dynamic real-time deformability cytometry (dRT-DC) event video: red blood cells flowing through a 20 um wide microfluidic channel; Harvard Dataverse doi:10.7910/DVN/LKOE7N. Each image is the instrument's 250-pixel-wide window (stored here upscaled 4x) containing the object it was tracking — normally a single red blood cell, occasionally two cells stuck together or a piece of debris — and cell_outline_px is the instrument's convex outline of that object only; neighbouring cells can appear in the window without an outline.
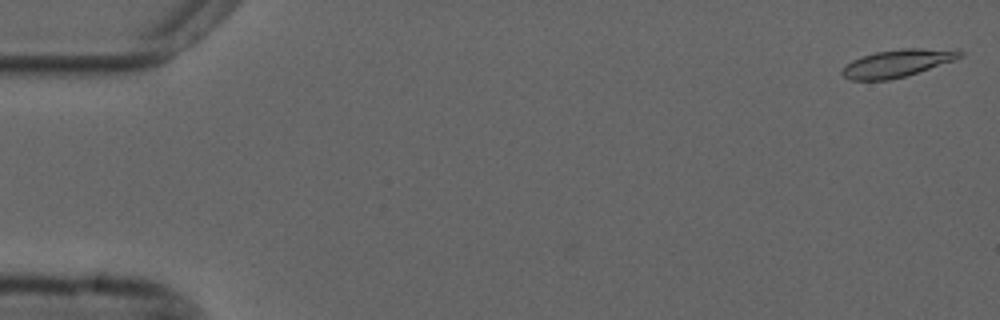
{"species": "common noctule bat (a hibernating species)", "species_latin": "Nyctalus noctula", "temperature_condition": "cold", "stored_images_in_passage": 55, "camera_frame_rate_fps": 3000, "um_per_image_px": 0.085, "animal": {"sex": "male", "forearm_length_mm": 52.5}, "frame": {"image": 1, "passage_image": 1, "time_ms": 0.0, "image_size_px": [1000, 320], "cell_outline_px": [[964, 56], [956, 60], [904, 76], [888, 80], [852, 80], [844, 76], [840, 72], [852, 60], [876, 52], [904, 48], [956, 48], [964, 52]], "centroid_in_image_um": [76.38, 5.35], "position_along_channel_um": 8.6, "area_um2": 18.9}}
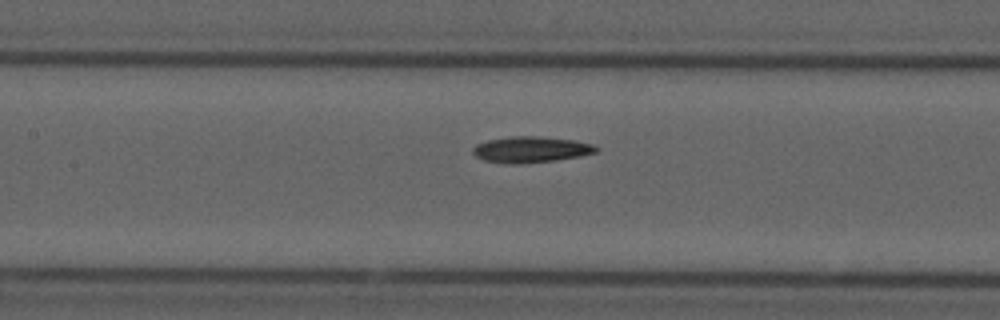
{"frame": {"image": 2, "passage_image": 25, "time_ms": 8.0, "image_size_px": [1000, 320], "cell_outline_px": [[600, 148], [596, 152], [580, 156], [556, 160], [520, 164], [512, 164], [484, 160], [476, 156], [472, 152], [472, 148], [476, 144], [488, 140], [512, 136], [536, 136], [576, 140], [592, 144]], "centroid_in_image_um": [45.13, 12.71], "position_along_channel_um": 162.3, "area_um2": 18.73}}
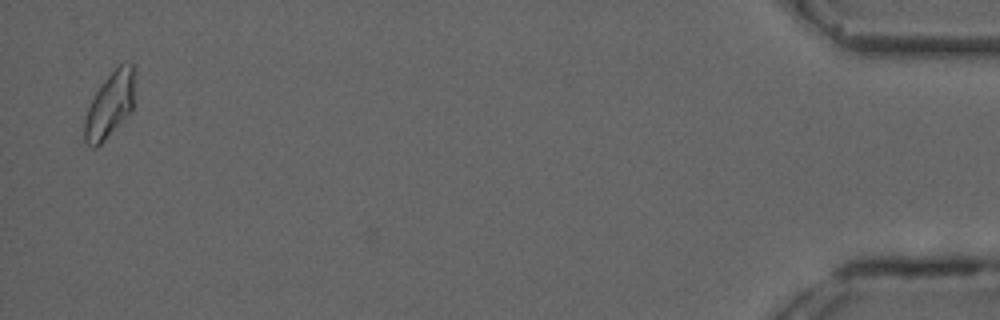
{"frame": {"image": 3, "passage_image": 54, "time_ms": 17.667, "image_size_px": [1000, 320], "cell_outline_px": [[136, 72], [132, 112], [96, 148], [92, 148], [84, 140], [84, 120], [92, 96], [100, 84], [120, 64], [132, 64]], "centroid_in_image_um": [9.35, 8.91], "position_along_channel_um": 425.9, "area_um2": 19.42}}